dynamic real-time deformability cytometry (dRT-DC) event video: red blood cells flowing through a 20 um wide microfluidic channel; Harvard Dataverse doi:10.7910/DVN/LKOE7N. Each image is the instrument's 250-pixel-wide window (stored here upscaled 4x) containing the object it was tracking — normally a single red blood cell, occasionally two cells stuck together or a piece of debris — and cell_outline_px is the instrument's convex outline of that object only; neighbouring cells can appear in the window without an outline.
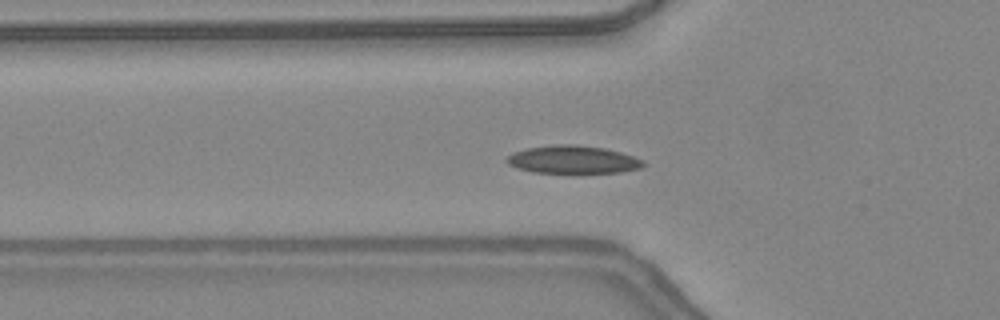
{"species": "common noctule bat (a hibernating species)", "species_latin": "Nyctalus noctula", "temperature_condition": "warm", "stored_images_in_passage": 46, "camera_frame_rate_fps": 3000, "um_per_image_px": 0.085, "animal": {"sex": "female", "body_mass_g": 24.6, "forearm_length_mm": 56.2}, "frame": {"image": 1, "passage_image": 15, "time_ms": 4.667, "image_size_px": [1000, 320], "cell_outline_px": [[644, 168], [620, 172], [572, 176], [532, 172], [516, 168], [508, 164], [504, 160], [512, 152], [528, 148], [560, 144], [572, 144], [604, 148], [620, 152], [644, 160]], "centroid_in_image_um": [48.7, 13.63], "position_along_channel_um": 77.1, "area_um2": 23.29}}
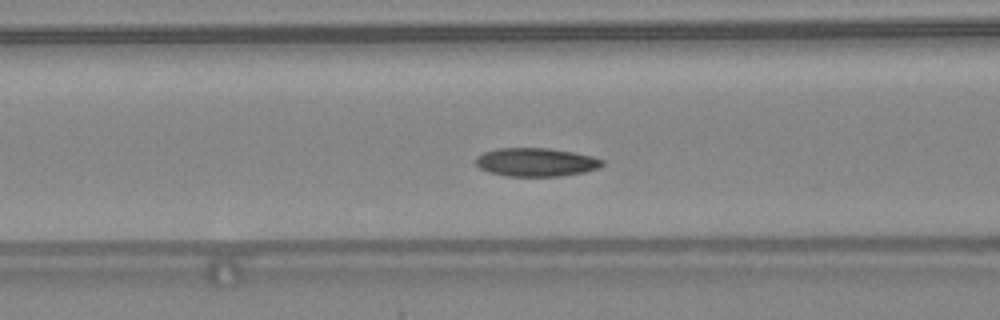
{"frame": {"image": 2, "passage_image": 18, "time_ms": 5.667, "image_size_px": [1000, 320], "cell_outline_px": [[604, 164], [600, 168], [584, 172], [560, 176], [508, 176], [488, 172], [480, 168], [476, 164], [476, 156], [484, 152], [496, 148], [548, 148], [572, 152], [592, 156], [604, 160]], "centroid_in_image_um": [45.57, 13.78], "position_along_channel_um": 121.0, "area_um2": 21.04}}
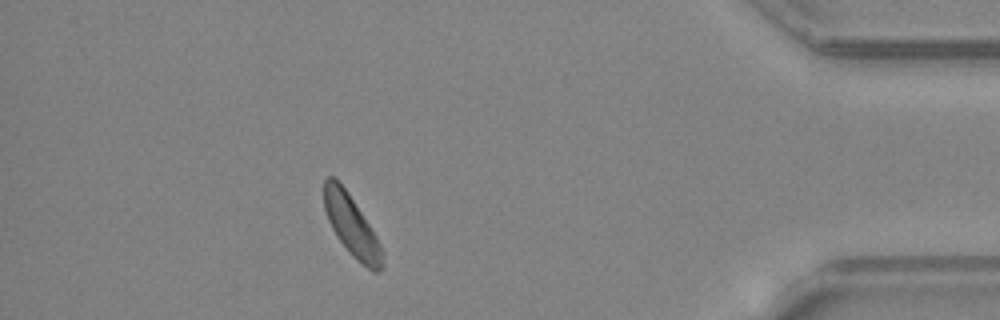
{"frame": {"image": 3, "passage_image": 41, "time_ms": 13.333, "image_size_px": [1000, 320], "cell_outline_px": [[384, 268], [376, 272], [372, 272], [352, 256], [340, 240], [332, 228], [328, 220], [324, 208], [324, 180], [328, 176], [332, 176], [348, 192], [376, 236], [384, 252]], "centroid_in_image_um": [29.91, 19.23], "position_along_channel_um": 405.3, "area_um2": 20.4}, "authors_computed_cell_mechanics": {"area_um2": 20.6635, "velocity_mm_per_s": 4.3165, "shape_relaxation_time_tau1_ms": 3.5011, "shape_relaxation_time_tau2_ms": 6.6635, "deformation_change_tau1": 0.0858, "deformation_change_tau2": 0.1162}}